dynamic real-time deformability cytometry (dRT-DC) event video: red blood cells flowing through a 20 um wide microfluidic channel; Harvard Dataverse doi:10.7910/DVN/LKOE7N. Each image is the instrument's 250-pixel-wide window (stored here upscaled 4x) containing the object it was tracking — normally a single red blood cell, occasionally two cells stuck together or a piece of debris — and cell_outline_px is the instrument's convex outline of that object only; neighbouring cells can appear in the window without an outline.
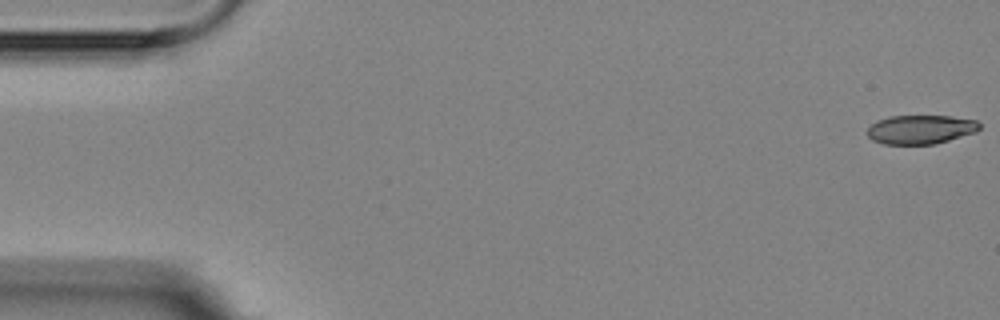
{"species": "Egyptian fruit bat (a non-hibernating species)", "species_latin": "Rousettus aegyptiacus", "temperature_condition": "room temperature", "stored_images_in_passage": 9, "camera_frame_rate_fps": 3000, "um_per_image_px": 0.085, "animal": {"sex": "female"}, "frame": {"image": 1, "passage_image": 1, "time_ms": 0.0, "image_size_px": [1000, 320], "cell_outline_px": [[980, 128], [976, 132], [948, 140], [932, 144], [884, 144], [872, 140], [868, 136], [868, 128], [872, 124], [888, 116], [948, 116], [976, 120], [980, 124]], "centroid_in_image_um": [78.25, 11.0], "position_along_channel_um": 6.7, "area_um2": 18.73}}
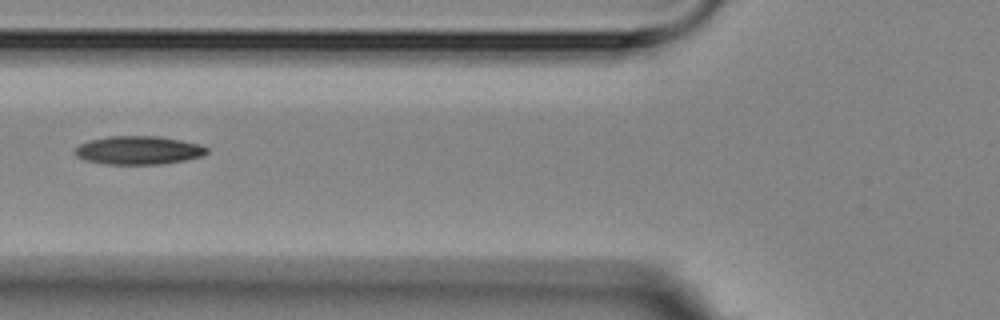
{"frame": {"image": 2, "passage_image": 7, "time_ms": 6.667, "image_size_px": [1000, 320], "cell_outline_px": [[208, 152], [204, 156], [184, 160], [160, 164], [104, 164], [84, 160], [76, 156], [72, 152], [80, 144], [92, 140], [108, 136], [160, 136], [200, 144], [208, 148]], "centroid_in_image_um": [11.77, 12.77], "position_along_channel_um": 114.0, "area_um2": 21.91}}
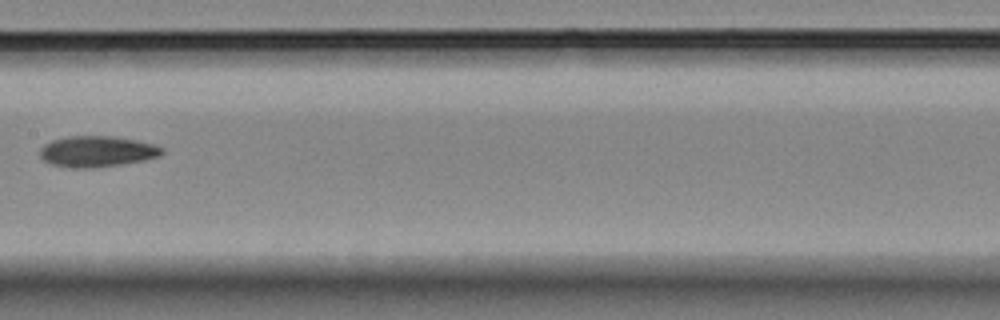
{"frame": {"image": 3, "passage_image": 9, "time_ms": 9.0, "image_size_px": [1000, 320], "cell_outline_px": [[164, 152], [160, 156], [144, 160], [120, 164], [92, 168], [76, 168], [52, 164], [44, 160], [40, 156], [40, 148], [44, 144], [52, 140], [68, 136], [112, 136], [136, 140], [152, 144], [164, 148]], "centroid_in_image_um": [8.25, 12.87], "position_along_channel_um": 199.2, "area_um2": 21.91}}